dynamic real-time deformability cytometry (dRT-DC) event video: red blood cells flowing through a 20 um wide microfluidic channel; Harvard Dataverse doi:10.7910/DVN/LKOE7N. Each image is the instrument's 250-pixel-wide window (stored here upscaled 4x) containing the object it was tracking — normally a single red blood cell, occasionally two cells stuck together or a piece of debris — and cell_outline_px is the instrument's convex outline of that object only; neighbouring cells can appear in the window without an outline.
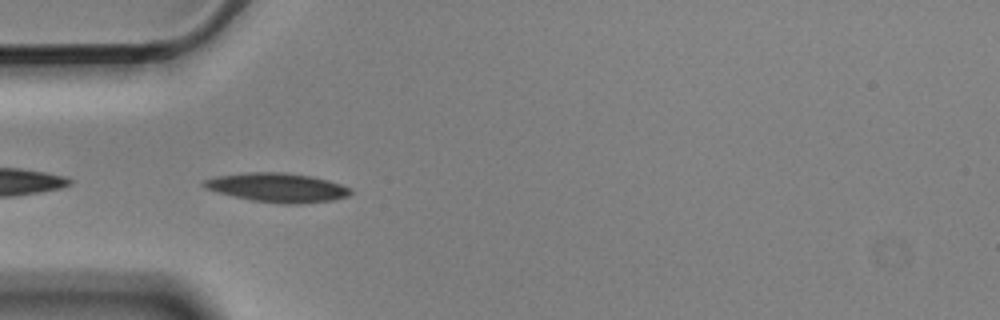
{"species": "Egyptian fruit bat (a non-hibernating species)", "species_latin": "Rousettus aegyptiacus", "temperature_condition": "cold", "stored_images_in_passage": 4, "camera_frame_rate_fps": 3000, "um_per_image_px": 0.085, "animal": {"sex": "male"}, "frame": {"image": 1, "passage_image": 3, "time_ms": 0.667, "image_size_px": [1000, 320], "cell_outline_px": [[352, 192], [348, 196], [332, 200], [296, 204], [284, 204], [252, 200], [204, 188], [200, 184], [204, 180], [216, 176], [248, 172], [284, 172], [312, 176], [328, 180], [352, 188]], "centroid_in_image_um": [23.6, 15.93], "position_along_channel_um": 61.4, "area_um2": 24.74}}
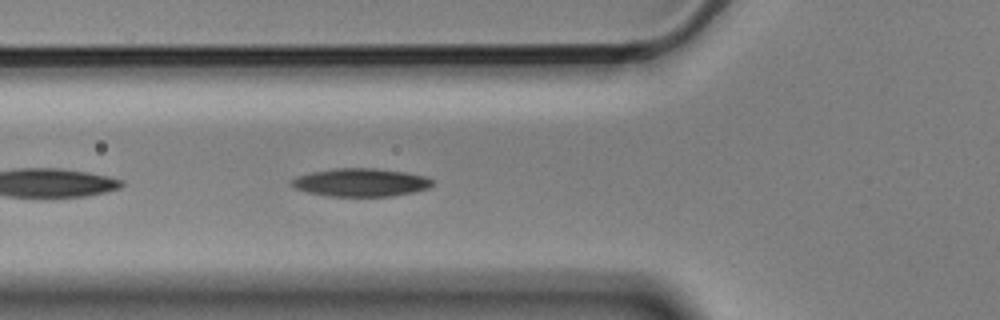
{"frame": {"image": 2, "passage_image": 4, "time_ms": 1.0, "image_size_px": [1000, 320], "cell_outline_px": [[432, 184], [428, 188], [412, 192], [392, 196], [328, 196], [308, 192], [296, 188], [292, 184], [292, 180], [300, 176], [312, 172], [336, 168], [376, 168], [404, 172], [424, 176], [432, 180]], "centroid_in_image_um": [30.68, 15.5], "position_along_channel_um": 95.1, "area_um2": 22.66}}